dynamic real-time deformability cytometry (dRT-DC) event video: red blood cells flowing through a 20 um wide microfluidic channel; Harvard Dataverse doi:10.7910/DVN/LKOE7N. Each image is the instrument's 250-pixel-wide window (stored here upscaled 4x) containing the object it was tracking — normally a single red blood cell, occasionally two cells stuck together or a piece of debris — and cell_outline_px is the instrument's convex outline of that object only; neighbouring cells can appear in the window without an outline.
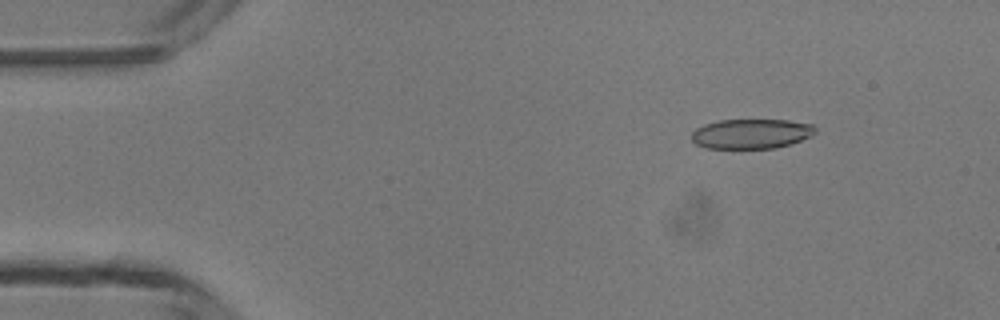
{"species": "common noctule bat (a hibernating species)", "species_latin": "Nyctalus noctula", "temperature_condition": "room temperature", "stored_images_in_passage": 5, "camera_frame_rate_fps": 3000, "um_per_image_px": 0.085, "animal": {"sex": "male", "body_mass_g": 13.3}, "frame": {"image": 1, "passage_image": 2, "time_ms": 1.333, "image_size_px": [1000, 320], "cell_outline_px": [[816, 132], [812, 136], [792, 144], [776, 148], [708, 148], [696, 144], [692, 140], [692, 132], [696, 128], [704, 124], [720, 120], [788, 120], [812, 124], [816, 128]], "centroid_in_image_um": [63.89, 11.37], "position_along_channel_um": 21.1, "area_um2": 21.56}}